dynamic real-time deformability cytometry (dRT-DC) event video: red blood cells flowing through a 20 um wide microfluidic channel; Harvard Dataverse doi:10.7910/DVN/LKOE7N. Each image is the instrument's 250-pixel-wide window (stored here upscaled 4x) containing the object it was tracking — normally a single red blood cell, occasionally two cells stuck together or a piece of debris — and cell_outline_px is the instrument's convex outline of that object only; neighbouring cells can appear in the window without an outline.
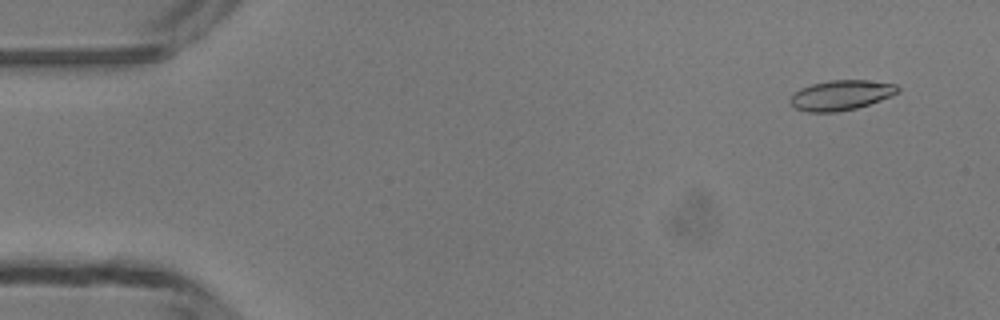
{"species": "common noctule bat (a hibernating species)", "species_latin": "Nyctalus noctula", "temperature_condition": "room temperature", "stored_images_in_passage": 47, "camera_frame_rate_fps": 3000, "um_per_image_px": 0.085, "animal": {"sex": "male", "body_mass_g": 13.3}, "frame": {"image": 1, "passage_image": 2, "time_ms": 0.333, "image_size_px": [1000, 320], "cell_outline_px": [[900, 92], [892, 96], [856, 108], [836, 112], [808, 112], [796, 108], [788, 100], [792, 92], [800, 88], [812, 84], [828, 80], [864, 80], [896, 84], [900, 88]], "centroid_in_image_um": [71.47, 8.08], "position_along_channel_um": 13.5, "area_um2": 18.9}}
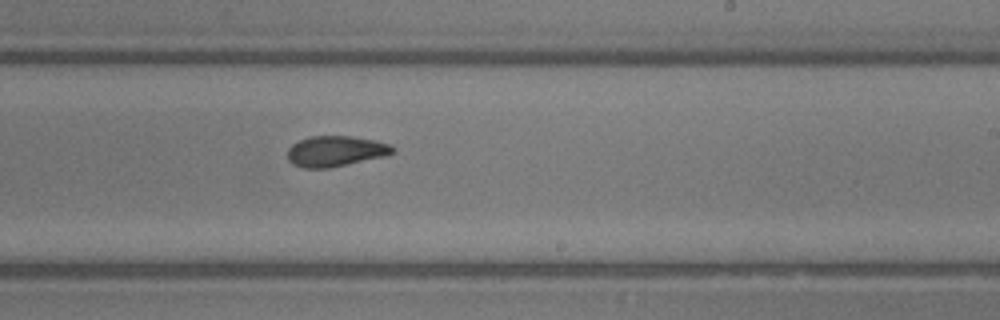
{"frame": {"image": 2, "passage_image": 28, "time_ms": 9.0, "image_size_px": [1000, 320], "cell_outline_px": [[396, 152], [384, 156], [328, 168], [304, 168], [292, 164], [288, 160], [288, 148], [292, 144], [300, 140], [312, 136], [352, 136], [376, 140], [388, 144], [396, 148]], "centroid_in_image_um": [28.53, 12.85], "position_along_channel_um": 260.5, "area_um2": 18.73}}
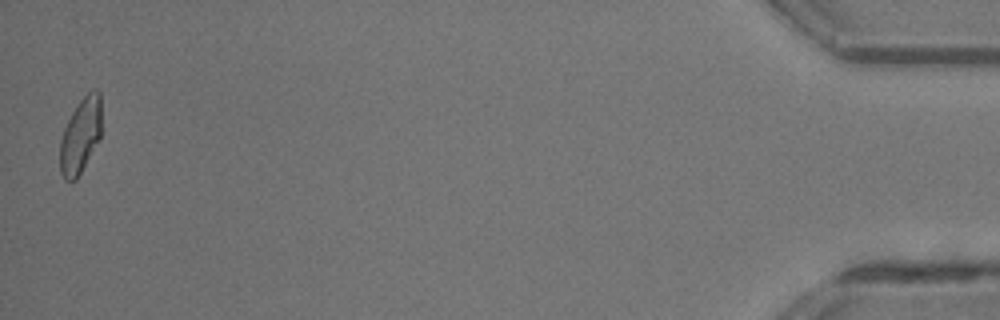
{"frame": {"image": 3, "passage_image": 47, "time_ms": 15.333, "image_size_px": [1000, 320], "cell_outline_px": [[100, 140], [76, 180], [64, 180], [60, 172], [60, 140], [64, 128], [72, 112], [80, 100], [92, 88], [96, 88], [100, 92]], "centroid_in_image_um": [6.84, 11.53], "position_along_channel_um": 428.4, "area_um2": 18.21}, "authors_computed_cell_mechanics": {"area_um2": 18.9006, "velocity_mm_per_s": 4.2063, "shape_relaxation_time_tau1_ms": 7.1695, "shape_relaxation_time_tau2_ms": 2.9126, "deformation_change_tau1": 0.182, "deformation_change_tau2": 0.0937}}